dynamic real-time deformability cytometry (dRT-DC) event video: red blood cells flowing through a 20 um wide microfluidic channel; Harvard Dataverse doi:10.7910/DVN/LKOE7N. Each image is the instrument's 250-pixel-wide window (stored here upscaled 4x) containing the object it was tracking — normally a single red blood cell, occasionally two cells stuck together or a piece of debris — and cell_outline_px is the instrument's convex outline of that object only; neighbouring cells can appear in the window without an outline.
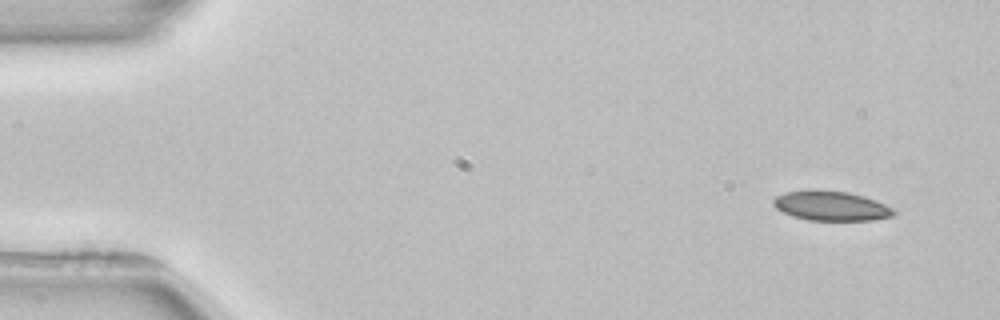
{"species": "common noctule bat (a hibernating species)", "species_latin": "Nyctalus noctula", "temperature_condition": "room temperature", "stored_images_in_passage": 3, "camera_frame_rate_fps": 3000, "um_per_image_px": 0.085, "animal": {"sex": "female", "body_mass_g": 22.7, "forearm_length_mm": 54.2}, "frame": {"image": 1, "passage_image": 1, "time_ms": 0.0, "image_size_px": [1000, 320], "cell_outline_px": [[896, 212], [892, 216], [872, 220], [808, 220], [792, 216], [776, 208], [772, 204], [772, 200], [776, 196], [784, 192], [848, 192], [864, 196], [876, 200], [896, 208]], "centroid_in_image_um": [70.7, 17.53], "position_along_channel_um": 14.3, "area_um2": 20.29}}
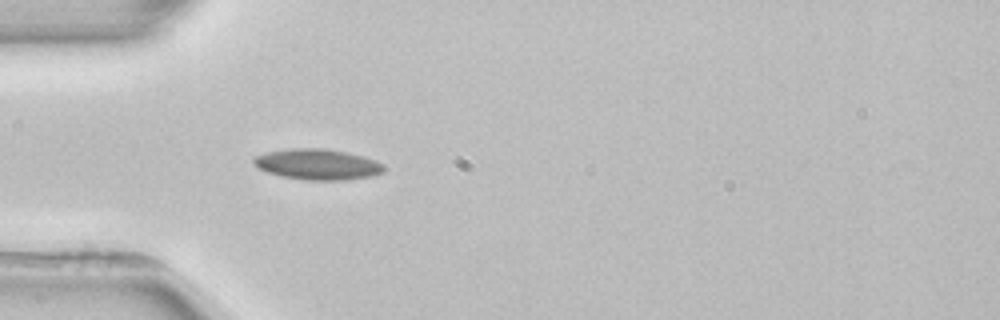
{"frame": {"image": 2, "passage_image": 3, "time_ms": 4.0, "image_size_px": [1000, 320], "cell_outline_px": [[384, 172], [372, 176], [348, 180], [308, 180], [284, 176], [268, 172], [260, 168], [252, 160], [256, 156], [268, 152], [292, 148], [324, 148], [364, 156], [376, 160], [384, 164]], "centroid_in_image_um": [27.06, 13.97], "position_along_channel_um": 57.9, "area_um2": 23.12}}